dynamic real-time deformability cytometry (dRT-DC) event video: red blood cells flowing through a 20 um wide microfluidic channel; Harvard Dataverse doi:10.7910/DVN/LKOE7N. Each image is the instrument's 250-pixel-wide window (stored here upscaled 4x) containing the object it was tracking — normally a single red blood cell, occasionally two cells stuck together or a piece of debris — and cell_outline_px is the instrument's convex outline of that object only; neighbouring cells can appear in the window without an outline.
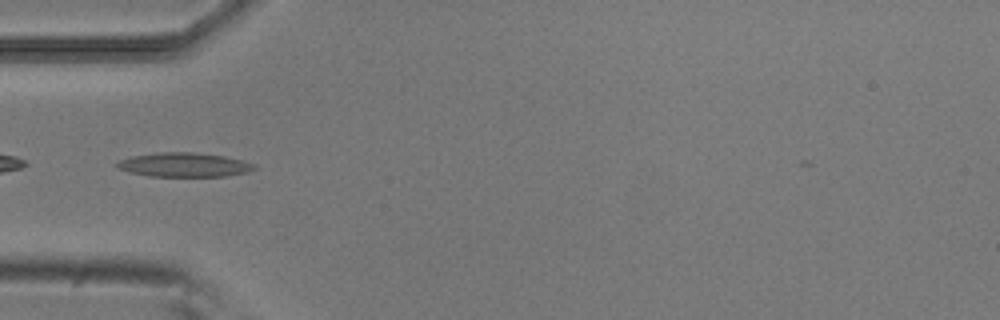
{"species": "common noctule bat (a hibernating species)", "species_latin": "Nyctalus noctula", "temperature_condition": "room temperature", "stored_images_in_passage": 51, "camera_frame_rate_fps": 3000, "um_per_image_px": 0.085, "animal": {"sex": "male", "body_mass_g": 20.5, "forearm_length_mm": 52.5}, "frame": {"image": 1, "passage_image": 15, "time_ms": 4.667, "image_size_px": [1000, 320], "cell_outline_px": [[256, 168], [244, 172], [224, 176], [148, 176], [128, 172], [116, 168], [116, 164], [120, 160], [132, 156], [156, 152], [192, 152], [224, 156], [256, 164]], "centroid_in_image_um": [15.59, 14.0], "position_along_channel_um": 69.4, "area_um2": 19.19}, "authors_computed_cell_mechanics": {"area_um2": 17.34, "velocity_mm_per_s": 3.851, "shape_relaxation_time_tau1_ms": 10.2362, "shape_relaxation_time_tau2_ms": 3.799, "deformation_change_tau1": 0.2676, "deformation_change_tau2": 0.1527}}